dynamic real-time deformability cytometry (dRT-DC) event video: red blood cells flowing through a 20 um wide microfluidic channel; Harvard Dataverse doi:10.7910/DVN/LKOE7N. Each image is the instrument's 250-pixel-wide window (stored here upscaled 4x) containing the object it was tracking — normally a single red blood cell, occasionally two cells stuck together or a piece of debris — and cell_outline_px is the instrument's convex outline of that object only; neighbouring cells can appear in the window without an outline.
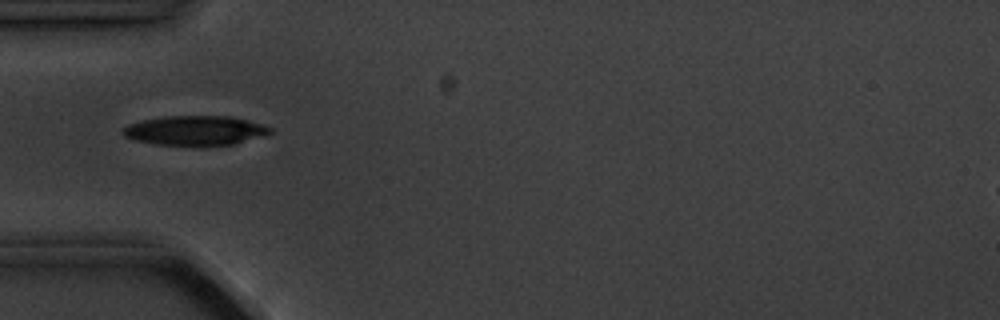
{"species": "common noctule bat (a hibernating species)", "species_latin": "Nyctalus noctula", "temperature_condition": "cold", "stored_images_in_passage": 5, "camera_frame_rate_fps": 3000, "um_per_image_px": 0.085, "animal": {"sex": "male", "body_mass_g": 20.1, "forearm_length_mm": 53.5}, "frame": {"image": 1, "passage_image": 1, "time_ms": 0.0, "image_size_px": [1000, 320], "cell_outline_px": [[272, 132], [236, 144], [156, 144], [132, 140], [124, 136], [120, 132], [128, 124], [144, 120], [164, 116], [228, 116], [260, 124], [272, 128]], "centroid_in_image_um": [16.52, 11.08], "position_along_channel_um": 68.5, "area_um2": 24.74}}
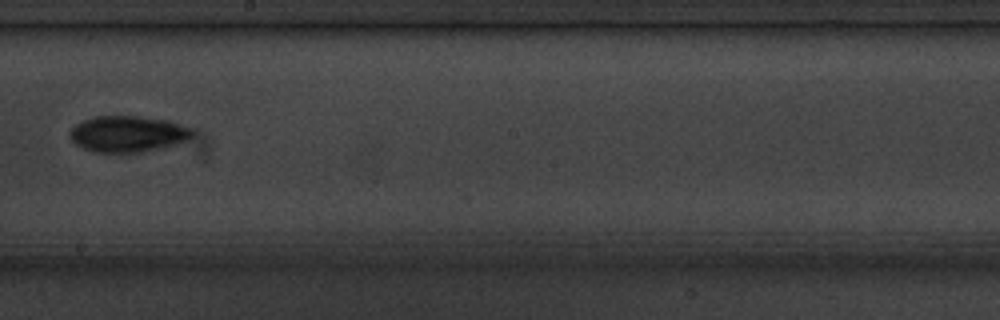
{"frame": {"image": 2, "passage_image": 5, "time_ms": 4.667, "image_size_px": [1000, 320], "cell_outline_px": [[196, 132], [192, 136], [184, 140], [172, 144], [140, 152], [92, 152], [80, 148], [68, 136], [68, 132], [76, 124], [92, 116], [136, 116], [168, 120], [192, 128]], "centroid_in_image_um": [10.8, 11.37], "position_along_channel_um": 237.4, "area_um2": 25.72}}